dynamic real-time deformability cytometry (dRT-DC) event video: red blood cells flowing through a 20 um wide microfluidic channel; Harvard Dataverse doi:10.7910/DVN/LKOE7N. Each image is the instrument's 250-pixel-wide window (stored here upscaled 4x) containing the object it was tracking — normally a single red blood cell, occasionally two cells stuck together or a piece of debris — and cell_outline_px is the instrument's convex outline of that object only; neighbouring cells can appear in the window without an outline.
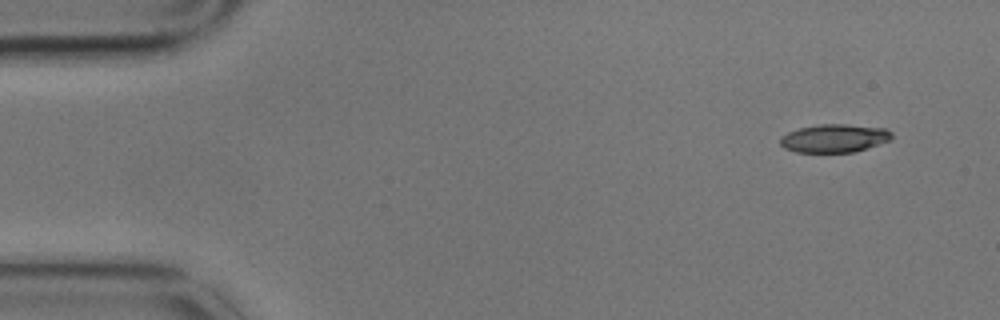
{"species": "common noctule bat (a hibernating species)", "species_latin": "Nyctalus noctula", "temperature_condition": "cold", "stored_images_in_passage": 4, "camera_frame_rate_fps": 3000, "um_per_image_px": 0.085, "animal": {"sex": "male", "body_mass_g": 17.9}, "frame": {"image": 1, "passage_image": 1, "time_ms": 0.0, "image_size_px": [1000, 320], "cell_outline_px": [[892, 140], [852, 152], [796, 152], [784, 148], [780, 144], [780, 136], [788, 132], [800, 128], [820, 124], [844, 124], [888, 128], [892, 132]], "centroid_in_image_um": [70.93, 11.74], "position_along_channel_um": 14.1, "area_um2": 18.38}}